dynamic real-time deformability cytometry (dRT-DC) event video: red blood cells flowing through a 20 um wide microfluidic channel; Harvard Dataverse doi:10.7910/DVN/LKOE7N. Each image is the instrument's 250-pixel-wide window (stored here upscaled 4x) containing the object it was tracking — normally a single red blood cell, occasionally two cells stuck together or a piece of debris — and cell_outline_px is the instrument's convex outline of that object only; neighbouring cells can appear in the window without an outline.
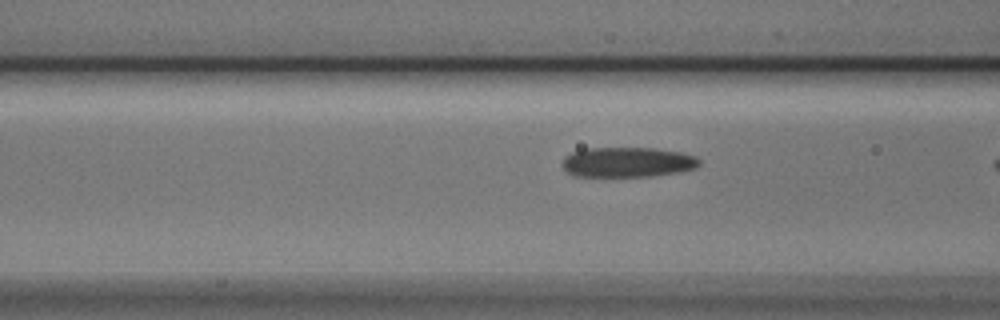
{"species": "Egyptian fruit bat (a non-hibernating species)", "species_latin": "Rousettus aegyptiacus", "temperature_condition": "cold", "stored_images_in_passage": 5, "camera_frame_rate_fps": 3000, "um_per_image_px": 0.085, "animal": {"sex": "male"}, "frame": {"image": 1, "passage_image": 4, "time_ms": 1.0, "image_size_px": [1000, 320], "cell_outline_px": [[700, 164], [696, 168], [680, 172], [652, 176], [572, 176], [560, 164], [564, 156], [572, 152], [584, 148], [652, 148], [680, 152], [696, 156], [700, 160]], "centroid_in_image_um": [53.32, 13.78], "position_along_channel_um": 113.3, "area_um2": 24.16}}